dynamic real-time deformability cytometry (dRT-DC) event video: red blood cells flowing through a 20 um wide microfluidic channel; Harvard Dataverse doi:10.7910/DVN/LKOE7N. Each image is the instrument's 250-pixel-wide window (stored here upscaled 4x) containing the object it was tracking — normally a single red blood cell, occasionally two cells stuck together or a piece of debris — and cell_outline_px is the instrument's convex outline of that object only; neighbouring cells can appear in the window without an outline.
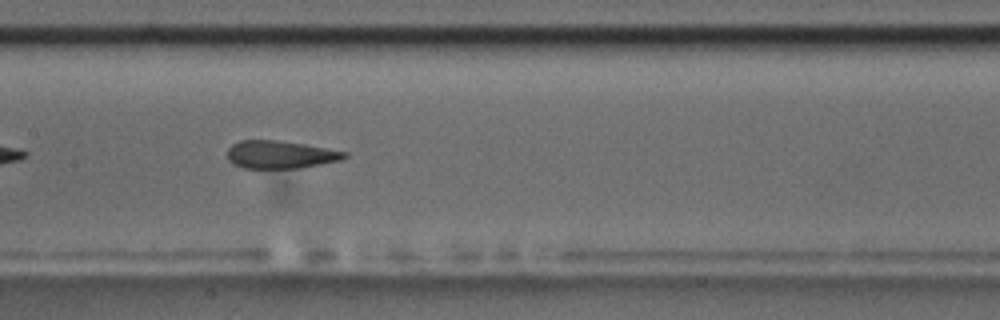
{"species": "common noctule bat (a hibernating species)", "species_latin": "Nyctalus noctula", "temperature_condition": "room temperature", "stored_images_in_passage": 39, "camera_frame_rate_fps": 3000, "um_per_image_px": 0.085, "animal": {"sex": "male", "body_mass_g": 17.5, "forearm_length_mm": 52.3}, "frame": {"image": 1, "passage_image": 12, "time_ms": 3.667, "image_size_px": [1000, 320], "cell_outline_px": [[348, 156], [340, 160], [300, 168], [244, 168], [232, 164], [228, 160], [228, 148], [232, 144], [240, 140], [276, 140], [304, 144], [348, 152]], "centroid_in_image_um": [23.81, 13.14], "position_along_channel_um": 183.6, "area_um2": 18.96}}
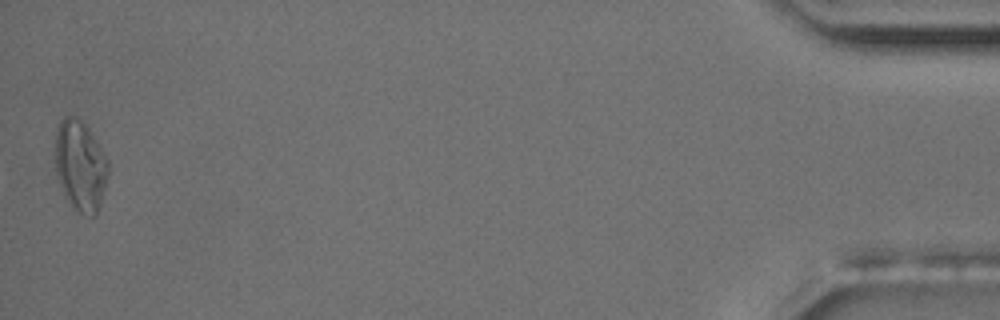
{"frame": {"image": 2, "passage_image": 39, "time_ms": 12.667, "image_size_px": [1000, 320], "cell_outline_px": [[108, 176], [100, 204], [96, 216], [88, 216], [80, 212], [64, 196], [56, 172], [56, 128], [60, 120], [64, 116], [76, 116], [88, 128], [108, 160]], "centroid_in_image_um": [6.83, 14.07], "position_along_channel_um": 428.4, "area_um2": 27.69}, "authors_computed_cell_mechanics": {"area_um2": 20.4612, "velocity_mm_per_s": 3.7365, "shape_relaxation_time_tau1_ms": null, "shape_relaxation_time_tau2_ms": 2.5448, "deformation_change_tau1": null, "deformation_change_tau2": 0.0688}}